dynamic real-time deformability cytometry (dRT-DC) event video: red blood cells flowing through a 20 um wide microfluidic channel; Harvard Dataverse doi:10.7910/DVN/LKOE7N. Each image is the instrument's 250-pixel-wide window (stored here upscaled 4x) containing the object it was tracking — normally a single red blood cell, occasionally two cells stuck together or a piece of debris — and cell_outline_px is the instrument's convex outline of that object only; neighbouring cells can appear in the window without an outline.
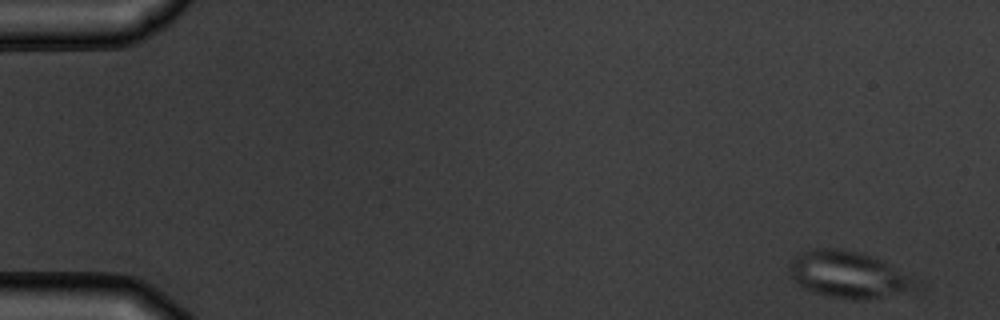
{"species": "common noctule bat (a hibernating species)", "species_latin": "Nyctalus noctula", "temperature_condition": "warm", "stored_images_in_passage": 6, "camera_frame_rate_fps": 3000, "um_per_image_px": 0.085, "animal": {"sex": "male", "body_mass_g": 19.5, "forearm_length_mm": 54.6}, "frame": {"image": 1, "passage_image": 1, "time_ms": 0.0, "image_size_px": [1000, 320], "cell_outline_px": [[924, 288], [916, 296], [868, 300], [856, 300], [828, 296], [816, 292], [792, 280], [788, 276], [792, 260], [796, 256], [812, 248], [840, 248], [860, 252], [872, 256], [920, 280]], "centroid_in_image_um": [72.37, 23.41], "position_along_channel_um": 12.6, "area_um2": 35.84}}